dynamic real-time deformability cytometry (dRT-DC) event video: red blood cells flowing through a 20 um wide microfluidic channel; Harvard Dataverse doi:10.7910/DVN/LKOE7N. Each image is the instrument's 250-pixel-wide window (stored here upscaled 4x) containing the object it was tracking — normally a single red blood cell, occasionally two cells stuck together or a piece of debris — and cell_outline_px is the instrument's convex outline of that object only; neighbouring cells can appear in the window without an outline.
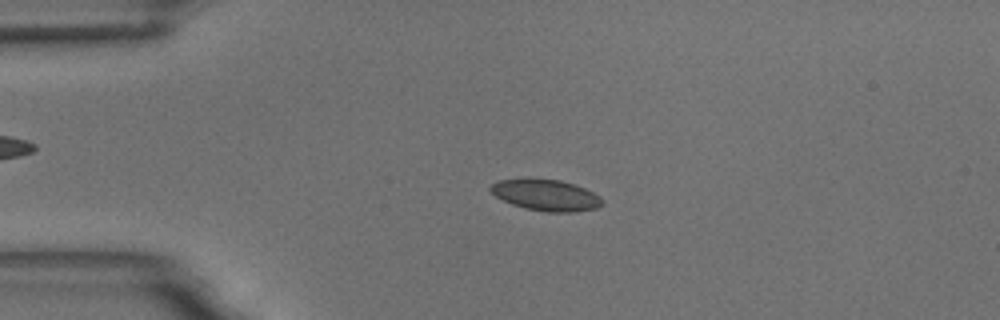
{"species": "common noctule bat (a hibernating species)", "species_latin": "Nyctalus noctula", "temperature_condition": "room temperature", "stored_images_in_passage": 55, "camera_frame_rate_fps": 3000, "um_per_image_px": 0.085, "animal": {"sex": "male", "body_mass_g": 18.8}, "frame": {"image": 1, "passage_image": 13, "time_ms": 4.0, "image_size_px": [1000, 320], "cell_outline_px": [[604, 204], [596, 208], [572, 212], [544, 212], [524, 208], [512, 204], [496, 196], [488, 188], [492, 184], [500, 180], [524, 176], [560, 180], [584, 188], [600, 196], [604, 200]], "centroid_in_image_um": [46.38, 16.56], "position_along_channel_um": 38.6, "area_um2": 20.75}}
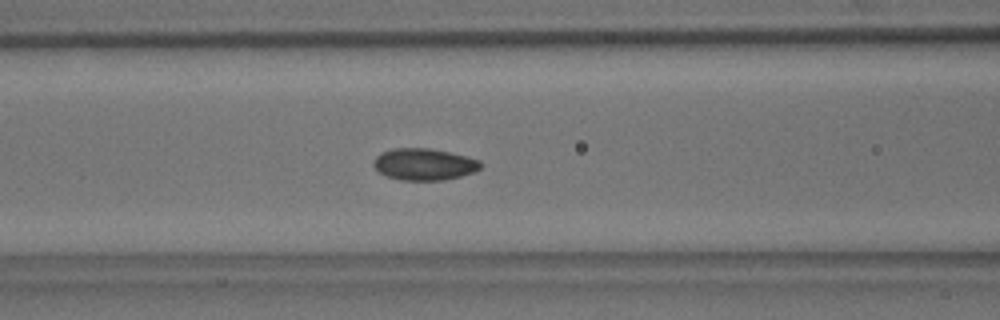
{"frame": {"image": 2, "passage_image": 23, "time_ms": 7.333, "image_size_px": [1000, 320], "cell_outline_px": [[484, 164], [480, 168], [472, 172], [460, 176], [444, 180], [400, 180], [388, 176], [380, 172], [372, 164], [376, 156], [380, 152], [392, 148], [432, 148], [452, 152], [468, 156], [480, 160]], "centroid_in_image_um": [36.07, 13.94], "position_along_channel_um": 130.5, "area_um2": 20.0}}
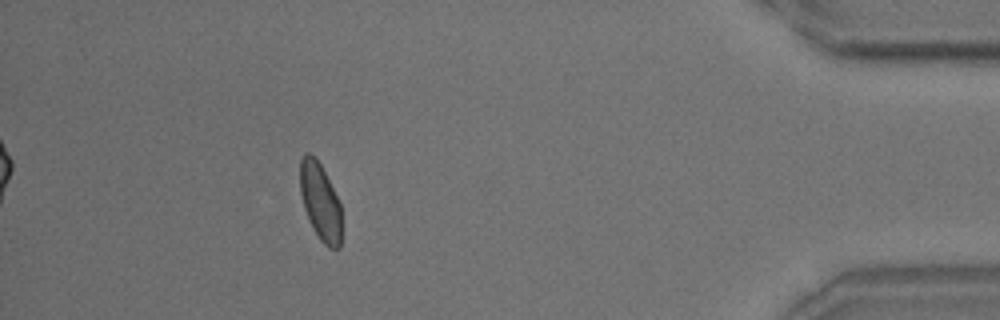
{"frame": {"image": 3, "passage_image": 50, "time_ms": 16.333, "image_size_px": [1000, 320], "cell_outline_px": [[340, 248], [328, 248], [320, 240], [304, 208], [300, 192], [300, 160], [304, 152], [308, 152], [320, 164], [340, 204]], "centroid_in_image_um": [27.2, 17.13], "position_along_channel_um": 408.0, "area_um2": 18.09}, "authors_computed_cell_mechanics": {"area_um2": 19.3052, "velocity_mm_per_s": 3.6614, "shape_relaxation_time_tau1_ms": 2.7986, "shape_relaxation_time_tau2_ms": 2.2928, "deformation_change_tau1": 0.0839, "deformation_change_tau2": 0.053}}